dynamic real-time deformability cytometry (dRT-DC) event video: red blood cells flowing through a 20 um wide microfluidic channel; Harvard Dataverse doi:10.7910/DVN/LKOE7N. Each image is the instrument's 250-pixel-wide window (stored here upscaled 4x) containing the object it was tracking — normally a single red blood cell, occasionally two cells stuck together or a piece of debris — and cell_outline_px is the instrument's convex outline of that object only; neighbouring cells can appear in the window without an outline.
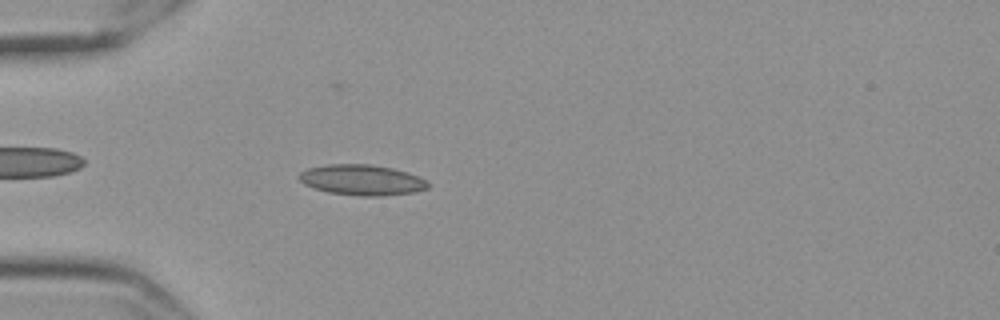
{"species": "Egyptian fruit bat (a non-hibernating species)", "species_latin": "Rousettus aegyptiacus", "temperature_condition": "cold", "stored_images_in_passage": 43, "camera_frame_rate_fps": 3000, "um_per_image_px": 0.085, "frame": {"image": 1, "passage_image": 3, "time_ms": 0.667, "image_size_px": [1000, 320], "cell_outline_px": [[428, 188], [416, 192], [380, 196], [360, 196], [328, 192], [304, 184], [300, 180], [300, 172], [308, 168], [328, 164], [372, 164], [392, 168], [416, 176], [424, 180], [428, 184]], "centroid_in_image_um": [30.74, 15.3], "position_along_channel_um": 54.3, "area_um2": 22.66}}
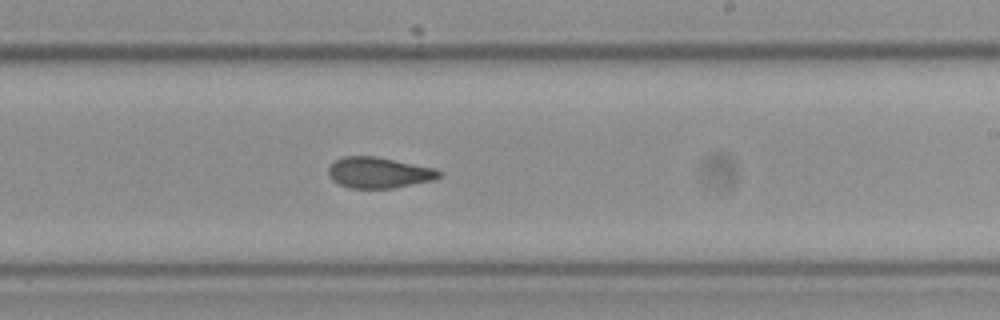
{"frame": {"image": 2, "passage_image": 21, "time_ms": 6.667, "image_size_px": [1000, 320], "cell_outline_px": [[444, 172], [436, 180], [396, 188], [352, 188], [340, 184], [332, 180], [328, 172], [328, 168], [336, 160], [344, 156], [376, 156], [436, 168]], "centroid_in_image_um": [32.27, 14.67], "position_along_channel_um": 256.7, "area_um2": 20.11}}
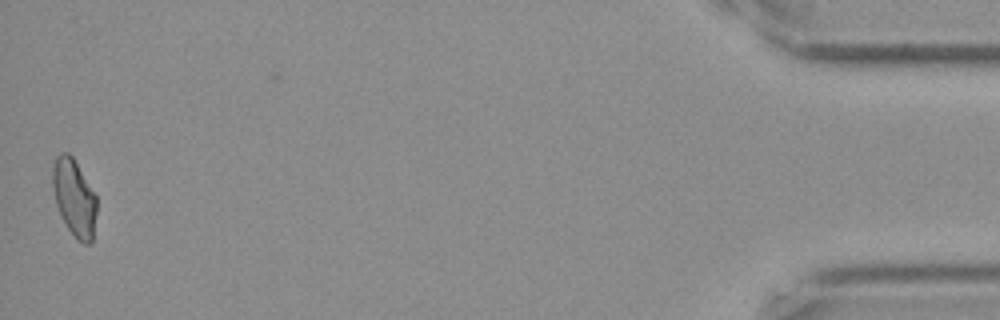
{"frame": {"image": 3, "passage_image": 43, "time_ms": 14.0, "image_size_px": [1000, 320], "cell_outline_px": [[96, 212], [92, 240], [88, 244], [84, 244], [68, 228], [56, 204], [52, 184], [52, 168], [56, 156], [60, 152], [68, 152], [72, 156], [96, 196]], "centroid_in_image_um": [6.29, 16.75], "position_along_channel_um": 428.9, "area_um2": 19.31}, "authors_computed_cell_mechanics": {"area_um2": 20.1144, "velocity_mm_per_s": 3.542, "shape_relaxation_time_tau1_ms": null, "shape_relaxation_time_tau2_ms": 1.9499, "deformation_change_tau1": null, "deformation_change_tau2": 0.0748}}